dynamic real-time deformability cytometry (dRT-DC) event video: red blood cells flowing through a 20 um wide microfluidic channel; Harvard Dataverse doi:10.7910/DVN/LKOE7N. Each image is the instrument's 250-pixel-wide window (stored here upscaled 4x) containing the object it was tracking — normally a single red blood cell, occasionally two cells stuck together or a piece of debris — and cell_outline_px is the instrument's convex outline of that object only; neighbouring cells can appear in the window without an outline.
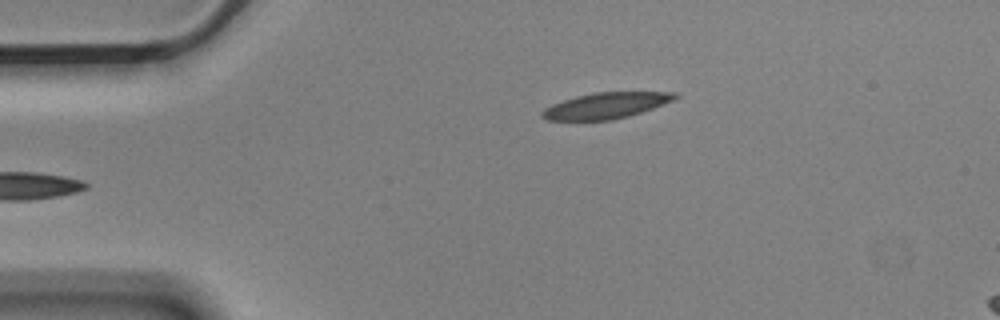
{"species": "Egyptian fruit bat (a non-hibernating species)", "species_latin": "Rousettus aegyptiacus", "temperature_condition": "cold", "stored_images_in_passage": 2, "camera_frame_rate_fps": 3000, "um_per_image_px": 0.085, "animal": {"sex": "male"}, "frame": {"image": 1, "passage_image": 2, "time_ms": 0.333, "image_size_px": [1000, 320], "cell_outline_px": [[680, 96], [672, 100], [652, 108], [628, 116], [612, 120], [544, 120], [540, 116], [540, 112], [544, 108], [552, 104], [576, 96], [596, 92], [676, 92]], "centroid_in_image_um": [51.45, 8.97], "position_along_channel_um": 33.5, "area_um2": 20.0}}